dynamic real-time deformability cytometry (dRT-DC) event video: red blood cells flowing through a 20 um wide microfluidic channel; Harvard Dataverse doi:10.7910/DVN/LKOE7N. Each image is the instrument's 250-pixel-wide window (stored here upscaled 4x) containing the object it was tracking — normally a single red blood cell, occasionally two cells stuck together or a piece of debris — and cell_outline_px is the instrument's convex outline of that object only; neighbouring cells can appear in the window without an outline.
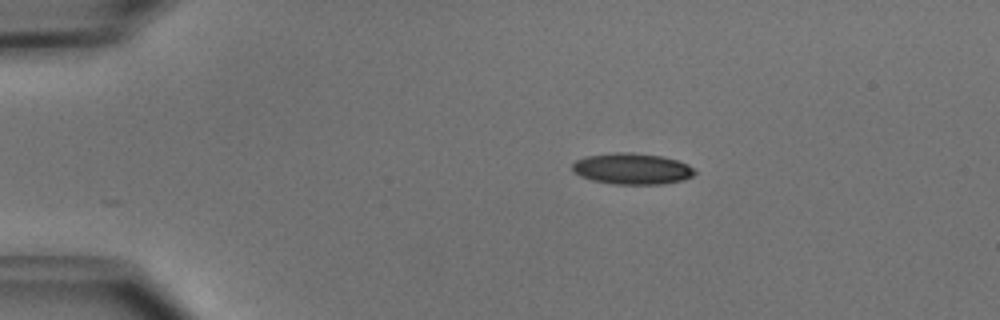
{"species": "common noctule bat (a hibernating species)", "species_latin": "Nyctalus noctula", "temperature_condition": "cold", "stored_images_in_passage": 42, "camera_frame_rate_fps": 3000, "um_per_image_px": 0.085, "animal": {"sex": "male", "body_mass_g": 15.6}, "frame": {"image": 1, "passage_image": 1, "time_ms": 0.0, "image_size_px": [1000, 320], "cell_outline_px": [[696, 172], [692, 176], [684, 180], [660, 184], [612, 184], [592, 180], [580, 176], [572, 172], [572, 164], [576, 160], [584, 156], [612, 152], [632, 152], [660, 156], [676, 160], [688, 164]], "centroid_in_image_um": [53.68, 14.34], "position_along_channel_um": 31.3, "area_um2": 22.37}}
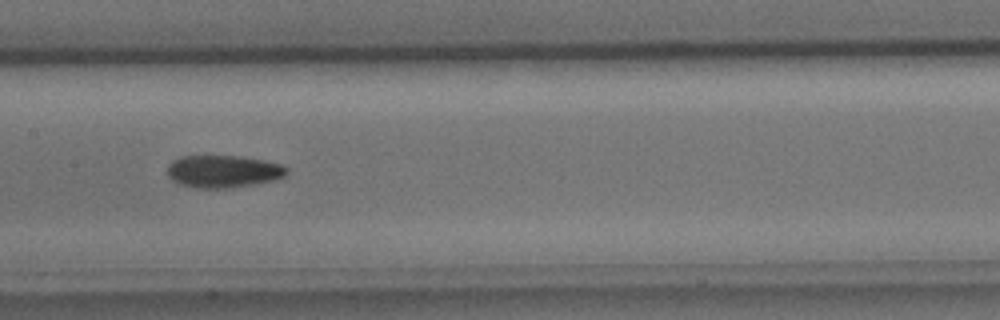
{"frame": {"image": 2, "passage_image": 17, "time_ms": 5.333, "image_size_px": [1000, 320], "cell_outline_px": [[288, 172], [280, 180], [256, 184], [228, 188], [196, 188], [180, 184], [172, 180], [168, 176], [168, 164], [172, 160], [180, 156], [240, 156], [264, 160], [284, 164], [288, 168]], "centroid_in_image_um": [19.02, 14.57], "position_along_channel_um": 188.4, "area_um2": 22.95}}
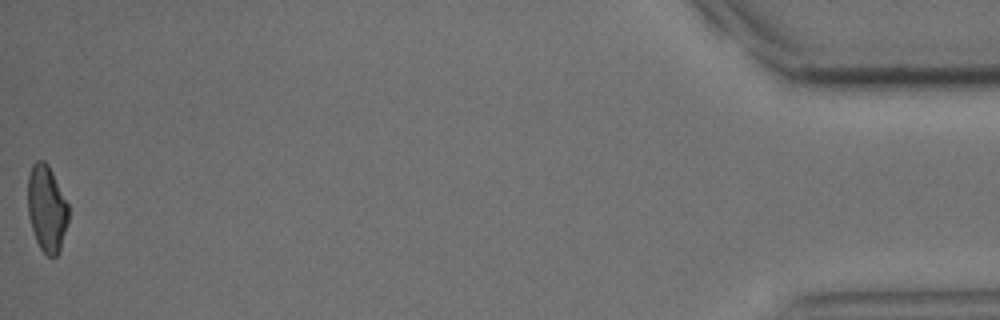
{"frame": {"image": 3, "passage_image": 42, "time_ms": 13.667, "image_size_px": [1000, 320], "cell_outline_px": [[68, 220], [60, 248], [56, 256], [48, 256], [40, 248], [36, 240], [28, 216], [28, 176], [32, 164], [36, 160], [44, 160], [48, 164], [68, 204]], "centroid_in_image_um": [3.96, 17.7], "position_along_channel_um": 431.2, "area_um2": 20.29}, "authors_computed_cell_mechanics": {"area_um2": 22.1663, "velocity_mm_per_s": 3.9909, "shape_relaxation_time_tau1_ms": 6.2111, "shape_relaxation_time_tau2_ms": 9.7834, "deformation_change_tau1": 0.1518, "deformation_change_tau2": 0.1877}}